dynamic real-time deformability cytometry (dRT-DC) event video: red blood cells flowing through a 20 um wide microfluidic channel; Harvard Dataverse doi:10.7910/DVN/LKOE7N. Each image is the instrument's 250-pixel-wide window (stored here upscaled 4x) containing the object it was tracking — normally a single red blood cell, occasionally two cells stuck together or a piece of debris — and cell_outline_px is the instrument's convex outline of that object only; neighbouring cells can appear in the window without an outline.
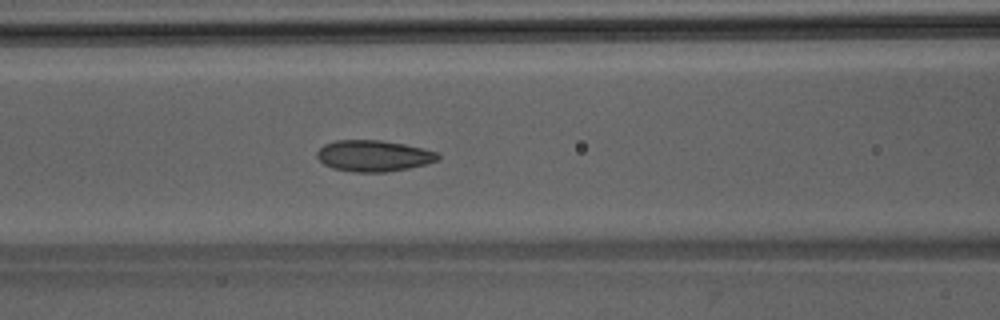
{"species": "Egyptian fruit bat (a non-hibernating species)", "species_latin": "Rousettus aegyptiacus", "temperature_condition": "room temperature", "stored_images_in_passage": 31, "camera_frame_rate_fps": 3000, "um_per_image_px": 0.085, "animal": {"sex": "male"}, "frame": {"image": 1, "passage_image": 7, "time_ms": 2.0, "image_size_px": [1000, 320], "cell_outline_px": [[440, 156], [436, 160], [428, 164], [388, 172], [352, 172], [332, 168], [324, 164], [316, 156], [316, 152], [324, 144], [336, 140], [380, 140], [404, 144], [424, 148], [436, 152]], "centroid_in_image_um": [31.74, 13.25], "position_along_channel_um": 134.9, "area_um2": 22.08}}
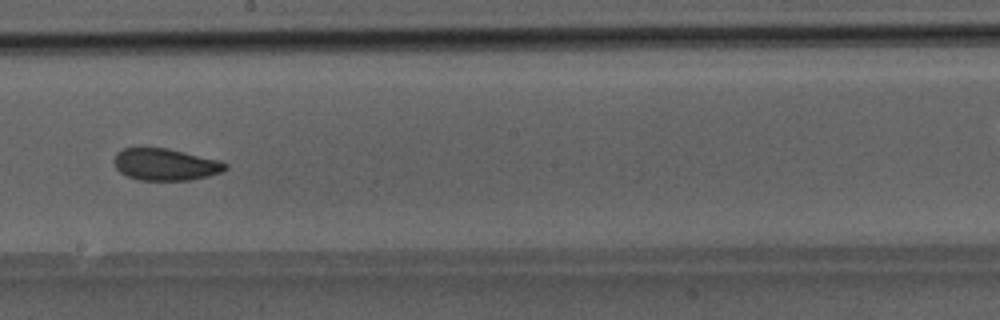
{"frame": {"image": 2, "passage_image": 14, "time_ms": 4.333, "image_size_px": [1000, 320], "cell_outline_px": [[228, 168], [224, 172], [208, 176], [188, 180], [140, 180], [128, 176], [120, 172], [116, 168], [112, 160], [116, 152], [124, 148], [140, 144], [168, 148], [220, 160], [228, 164]], "centroid_in_image_um": [14.02, 13.93], "position_along_channel_um": 234.2, "area_um2": 21.5}}
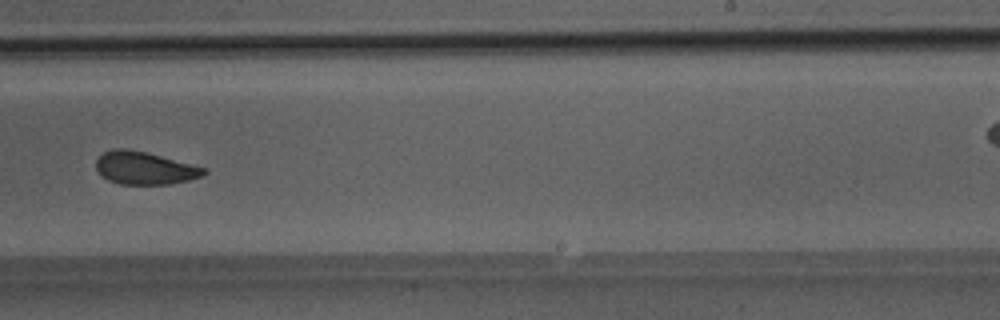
{"frame": {"image": 3, "passage_image": 17, "time_ms": 5.333, "image_size_px": [1000, 320], "cell_outline_px": [[208, 172], [200, 176], [188, 180], [172, 184], [120, 184], [108, 180], [100, 176], [96, 168], [96, 160], [104, 152], [116, 148], [124, 148], [144, 152], [160, 156], [204, 168]], "centroid_in_image_um": [12.23, 14.3], "position_along_channel_um": 276.8, "area_um2": 20.23}}